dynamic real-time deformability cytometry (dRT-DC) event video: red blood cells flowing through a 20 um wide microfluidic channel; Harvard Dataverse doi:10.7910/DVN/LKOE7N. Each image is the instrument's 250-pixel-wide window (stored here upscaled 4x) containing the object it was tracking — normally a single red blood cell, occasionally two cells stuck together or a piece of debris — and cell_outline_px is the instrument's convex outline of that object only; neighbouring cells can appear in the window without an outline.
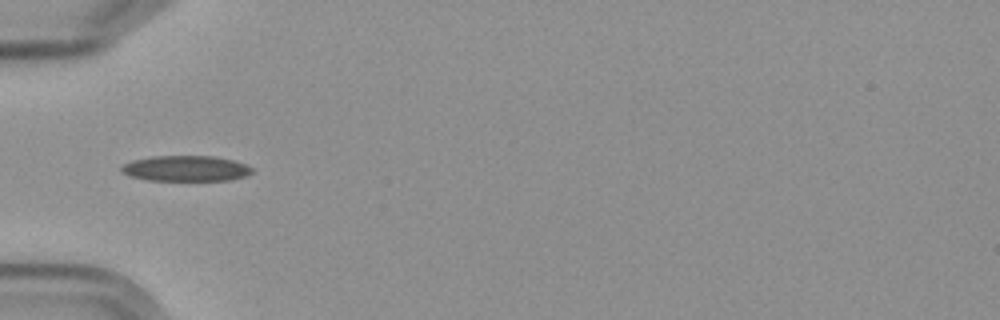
{"species": "Egyptian fruit bat (a non-hibernating species)", "species_latin": "Rousettus aegyptiacus", "temperature_condition": "cold", "stored_images_in_passage": 6, "camera_frame_rate_fps": 3000, "um_per_image_px": 0.085, "frame": {"image": 1, "passage_image": 4, "time_ms": 3.667, "image_size_px": [1000, 320], "cell_outline_px": [[252, 172], [244, 176], [232, 180], [148, 180], [128, 176], [120, 172], [120, 168], [124, 164], [132, 160], [152, 156], [216, 156], [232, 160], [244, 164], [252, 168]], "centroid_in_image_um": [15.75, 14.32], "position_along_channel_um": 69.3, "area_um2": 19.48}}
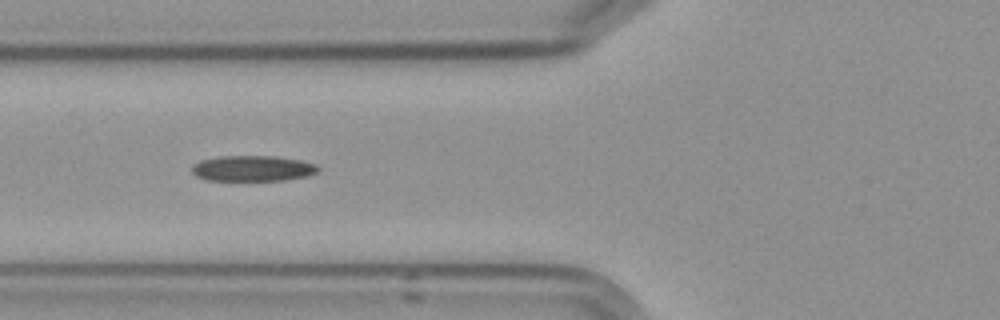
{"frame": {"image": 2, "passage_image": 5, "time_ms": 4.667, "image_size_px": [1000, 320], "cell_outline_px": [[320, 168], [316, 172], [308, 176], [284, 180], [208, 180], [196, 176], [192, 172], [192, 164], [200, 160], [220, 156], [276, 156], [300, 160], [316, 164]], "centroid_in_image_um": [21.47, 14.31], "position_along_channel_um": 104.3, "area_um2": 18.9}}
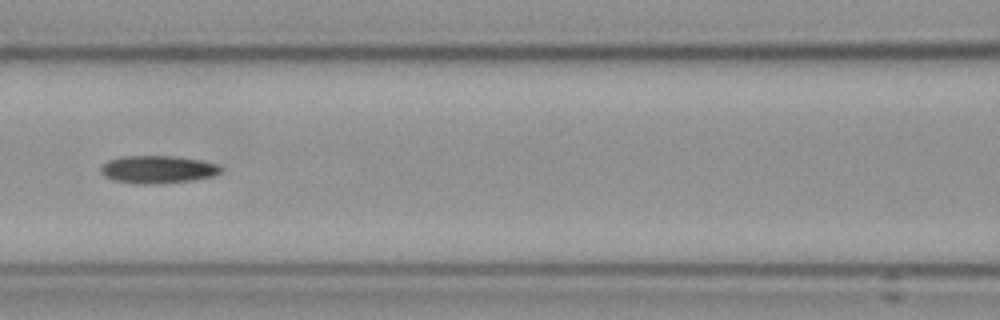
{"frame": {"image": 3, "passage_image": 6, "time_ms": 6.0, "image_size_px": [1000, 320], "cell_outline_px": [[224, 168], [220, 172], [212, 176], [188, 180], [144, 184], [136, 184], [112, 180], [104, 176], [100, 172], [100, 168], [108, 160], [120, 156], [176, 156], [204, 160], [220, 164]], "centroid_in_image_um": [13.41, 14.38], "position_along_channel_um": 153.2, "area_um2": 19.42}}